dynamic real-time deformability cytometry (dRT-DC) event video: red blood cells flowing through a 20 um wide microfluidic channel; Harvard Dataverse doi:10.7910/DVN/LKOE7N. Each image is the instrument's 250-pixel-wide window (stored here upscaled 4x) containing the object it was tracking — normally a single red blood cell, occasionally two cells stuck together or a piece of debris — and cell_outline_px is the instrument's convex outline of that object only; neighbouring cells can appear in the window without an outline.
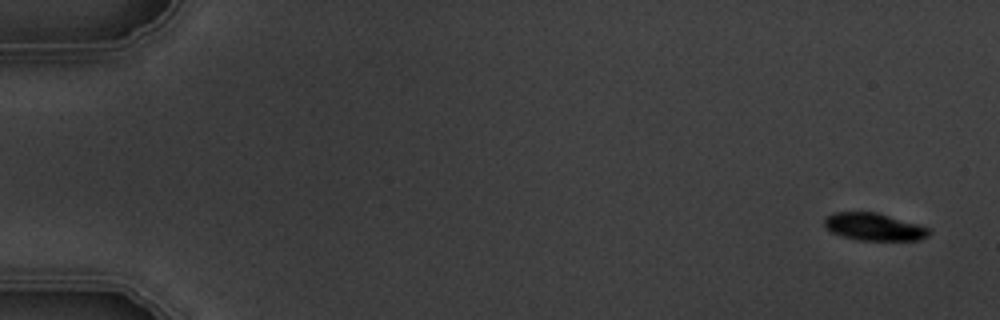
{"species": "common noctule bat (a hibernating species)", "species_latin": "Nyctalus noctula", "temperature_condition": "warm", "stored_images_in_passage": 6, "camera_frame_rate_fps": 3000, "um_per_image_px": 0.085, "animal": {"sex": "male", "body_mass_g": 19.5, "forearm_length_mm": 54.6}, "frame": {"image": 1, "passage_image": 1, "time_ms": 0.0, "image_size_px": [1000, 320], "cell_outline_px": [[932, 232], [928, 236], [920, 240], [860, 240], [844, 236], [832, 232], [824, 224], [824, 220], [828, 216], [836, 212], [876, 212], [920, 224], [932, 228]], "centroid_in_image_um": [74.39, 19.28], "position_along_channel_um": 10.6, "area_um2": 16.7}}
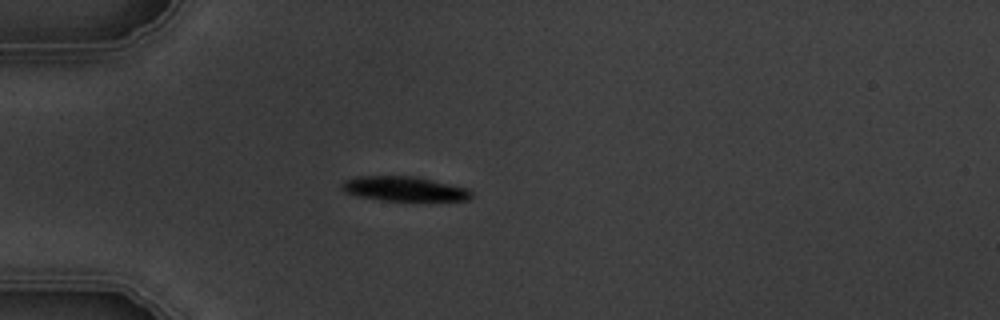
{"frame": {"image": 2, "passage_image": 5, "time_ms": 4.667, "image_size_px": [1000, 320], "cell_outline_px": [[472, 196], [468, 200], [380, 200], [356, 196], [344, 192], [340, 188], [340, 184], [344, 180], [356, 176], [416, 176], [468, 188], [472, 192]], "centroid_in_image_um": [34.3, 16.04], "position_along_channel_um": 50.7, "area_um2": 18.67}}